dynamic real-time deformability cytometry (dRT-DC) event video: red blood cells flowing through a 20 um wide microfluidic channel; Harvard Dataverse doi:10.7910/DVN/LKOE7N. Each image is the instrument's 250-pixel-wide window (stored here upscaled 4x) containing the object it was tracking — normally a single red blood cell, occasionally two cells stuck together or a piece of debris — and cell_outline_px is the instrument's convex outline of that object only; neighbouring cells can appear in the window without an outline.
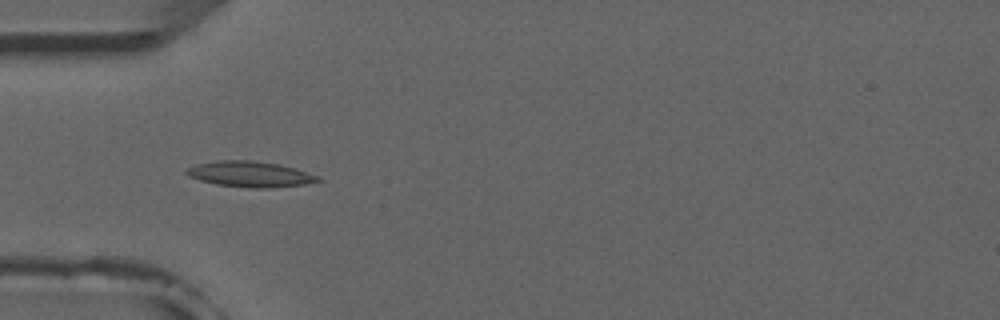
{"species": "common noctule bat (a hibernating species)", "species_latin": "Nyctalus noctula", "temperature_condition": "room temperature", "stored_images_in_passage": 4, "camera_frame_rate_fps": 3000, "um_per_image_px": 0.085, "animal": {"sex": "male", "forearm_length_mm": 52.5}, "frame": {"image": 1, "passage_image": 3, "time_ms": 2.333, "image_size_px": [1000, 320], "cell_outline_px": [[324, 180], [304, 184], [272, 188], [252, 188], [216, 184], [200, 180], [188, 176], [184, 172], [184, 168], [196, 164], [216, 160], [248, 160], [276, 164], [292, 168], [320, 176]], "centroid_in_image_um": [21.21, 14.81], "position_along_channel_um": 63.8, "area_um2": 19.65}}
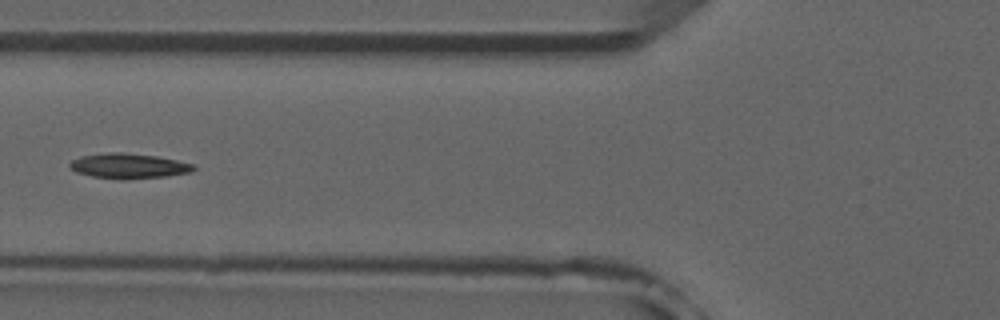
{"frame": {"image": 2, "passage_image": 4, "time_ms": 3.667, "image_size_px": [1000, 320], "cell_outline_px": [[196, 168], [192, 172], [164, 176], [120, 180], [92, 176], [76, 172], [68, 168], [68, 164], [72, 160], [80, 156], [108, 152], [124, 152], [156, 156], [196, 164]], "centroid_in_image_um": [10.91, 14.1], "position_along_channel_um": 114.9, "area_um2": 18.26}}